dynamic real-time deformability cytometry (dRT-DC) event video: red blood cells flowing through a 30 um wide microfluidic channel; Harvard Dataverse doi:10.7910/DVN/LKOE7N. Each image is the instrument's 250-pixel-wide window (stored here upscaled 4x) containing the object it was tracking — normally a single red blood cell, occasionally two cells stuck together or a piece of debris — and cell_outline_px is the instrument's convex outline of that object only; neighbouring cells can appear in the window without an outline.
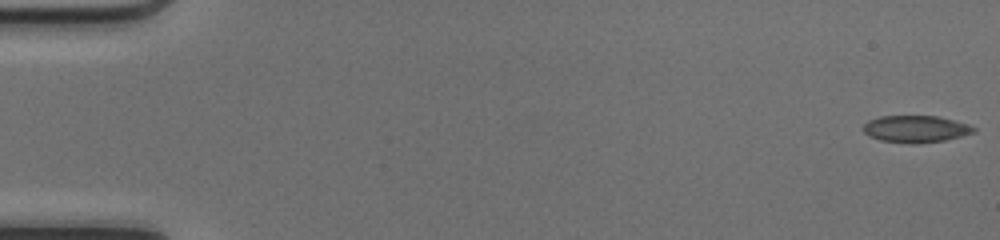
{"species": "common noctule bat (a hibernating species)", "species_latin": "Nyctalus noctula", "temperature_condition": "cold", "stored_images_in_passage": 50, "camera_frame_rate_fps": 3000, "um_per_image_px": 0.085, "animal": {"sex": "female", "body_mass_g": 17.0, "forearm_length_mm": 48.0}, "frame": {"image": 1, "passage_image": 1, "time_ms": 0.0, "image_size_px": [1000, 240], "cell_outline_px": [[976, 132], [944, 140], [880, 140], [868, 136], [864, 132], [864, 124], [868, 120], [880, 116], [940, 116], [968, 124], [976, 128]], "centroid_in_image_um": [77.85, 10.9], "position_along_channel_um": 7.2, "area_um2": 16.42}}
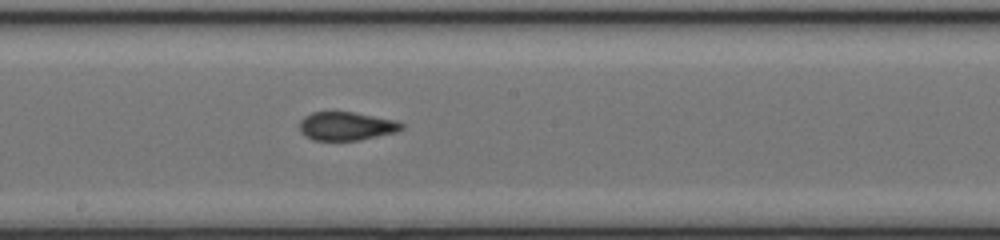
{"frame": {"image": 2, "passage_image": 28, "time_ms": 9.0, "image_size_px": [1000, 240], "cell_outline_px": [[404, 128], [396, 132], [360, 140], [312, 140], [304, 136], [300, 132], [300, 120], [304, 116], [312, 112], [352, 112], [396, 120], [404, 124]], "centroid_in_image_um": [29.43, 10.72], "position_along_channel_um": 218.8, "area_um2": 16.99}}
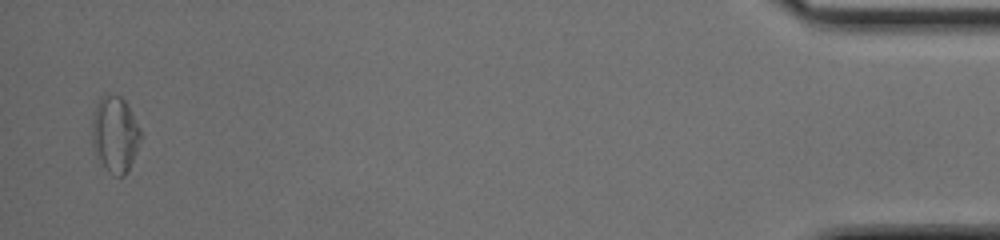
{"frame": {"image": 3, "passage_image": 49, "time_ms": 16.0, "image_size_px": [1000, 240], "cell_outline_px": [[144, 136], [128, 172], [124, 176], [112, 176], [108, 172], [96, 156], [92, 144], [92, 120], [96, 104], [100, 96], [120, 96], [124, 100], [140, 128]], "centroid_in_image_um": [9.8, 11.47], "position_along_channel_um": 425.4, "area_um2": 21.85}, "authors_computed_cell_mechanics": {"area_um2": 17.5134, "velocity_mm_per_s": 4.1887, "shape_relaxation_time_tau1_ms": null, "shape_relaxation_time_tau2_ms": 1.7709, "deformation_change_tau1": null, "deformation_change_tau2": 0.0815}}